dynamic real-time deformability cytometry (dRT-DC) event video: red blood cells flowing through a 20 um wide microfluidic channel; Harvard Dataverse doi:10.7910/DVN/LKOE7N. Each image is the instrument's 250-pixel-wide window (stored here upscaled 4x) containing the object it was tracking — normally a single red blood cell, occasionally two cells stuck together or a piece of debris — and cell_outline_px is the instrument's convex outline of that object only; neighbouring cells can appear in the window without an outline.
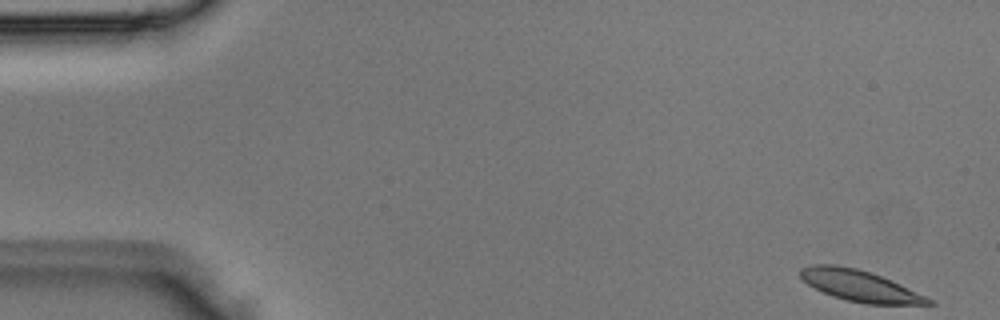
{"species": "Egyptian fruit bat (a non-hibernating species)", "species_latin": "Rousettus aegyptiacus", "temperature_condition": "room temperature", "stored_images_in_passage": 3, "camera_frame_rate_fps": 3000, "um_per_image_px": 0.085, "animal": {"sex": "male"}, "frame": {"image": 1, "passage_image": 1, "time_ms": 0.0, "image_size_px": [1000, 320], "cell_outline_px": [[936, 304], [864, 304], [832, 296], [808, 284], [800, 276], [800, 268], [812, 264], [836, 264], [856, 268], [880, 276], [900, 284], [932, 300]], "centroid_in_image_um": [73.04, 24.28], "position_along_channel_um": 12.0, "area_um2": 22.83}}
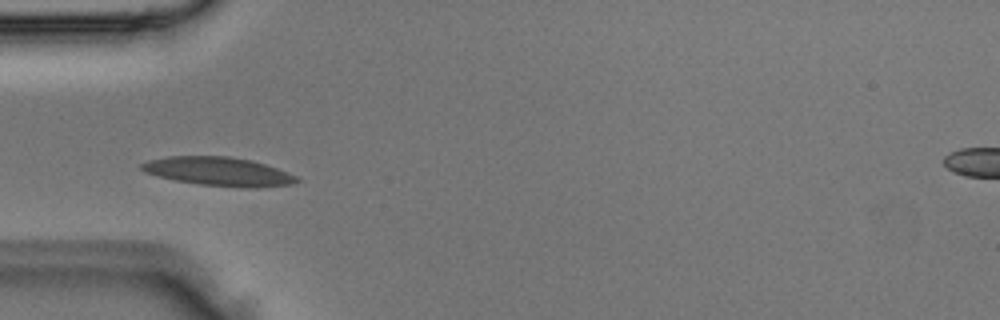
{"frame": {"image": 2, "passage_image": 3, "time_ms": 0.667, "image_size_px": [1000, 320], "cell_outline_px": [[300, 180], [296, 184], [260, 188], [244, 188], [200, 184], [176, 180], [156, 176], [144, 172], [140, 168], [140, 164], [148, 160], [168, 156], [228, 156], [252, 160], [300, 176]], "centroid_in_image_um": [18.63, 14.58], "position_along_channel_um": 66.4, "area_um2": 26.3}}